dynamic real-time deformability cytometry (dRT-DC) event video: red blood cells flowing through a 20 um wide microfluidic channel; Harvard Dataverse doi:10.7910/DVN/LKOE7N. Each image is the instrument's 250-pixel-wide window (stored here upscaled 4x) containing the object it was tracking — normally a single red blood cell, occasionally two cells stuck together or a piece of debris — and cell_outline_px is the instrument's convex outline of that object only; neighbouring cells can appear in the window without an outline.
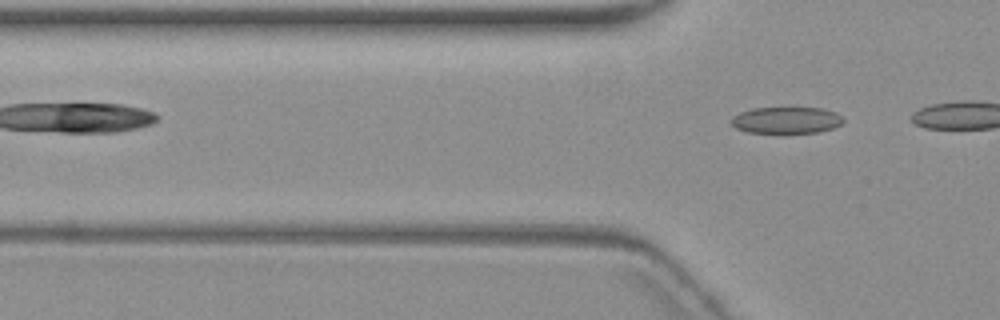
{"species": "common noctule bat (a hibernating species)", "species_latin": "Nyctalus noctula", "temperature_condition": "warm", "stored_images_in_passage": 3, "camera_frame_rate_fps": 3000, "um_per_image_px": 0.085, "animal": {"sex": "female", "body_mass_g": 19.3, "forearm_length_mm": 54.1}, "frame": {"image": 1, "passage_image": 3, "time_ms": 2.333, "image_size_px": [1000, 320], "cell_outline_px": [[844, 120], [840, 124], [832, 128], [816, 132], [748, 132], [736, 128], [732, 124], [732, 116], [740, 112], [752, 108], [824, 108], [836, 112]], "centroid_in_image_um": [66.83, 10.2], "position_along_channel_um": 59.0, "area_um2": 17.05}}